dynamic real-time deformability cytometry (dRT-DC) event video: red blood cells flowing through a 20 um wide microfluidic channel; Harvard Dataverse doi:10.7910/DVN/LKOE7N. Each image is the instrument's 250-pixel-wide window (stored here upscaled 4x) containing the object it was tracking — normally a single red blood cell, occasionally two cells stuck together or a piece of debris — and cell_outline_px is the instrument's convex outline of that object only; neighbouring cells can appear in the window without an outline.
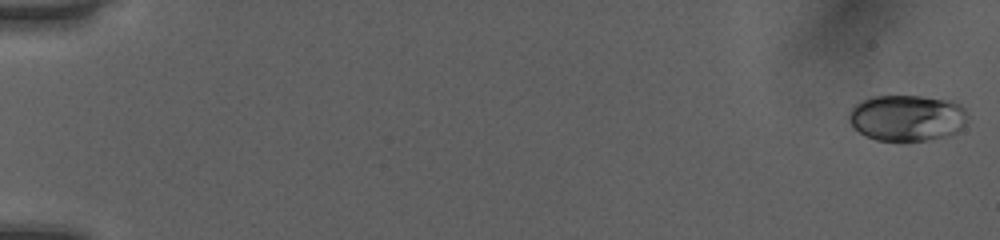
{"species": "human", "species_latin": "Homo sapiens", "temperature_condition": "room temperature", "stored_images_in_passage": 51, "camera_frame_rate_fps": 3000, "um_per_image_px": 0.085, "donor": {"sex": "female"}, "frame": {"image": 1, "passage_image": 1, "time_ms": 0.0, "image_size_px": [1000, 240], "cell_outline_px": [[968, 120], [956, 132], [944, 136], [928, 140], [908, 144], [900, 144], [876, 140], [864, 136], [848, 120], [848, 116], [852, 108], [856, 104], [872, 96], [924, 96], [952, 100], [960, 104], [964, 108], [968, 116]], "centroid_in_image_um": [77.11, 10.06], "position_along_channel_um": 7.9, "area_um2": 32.77}}
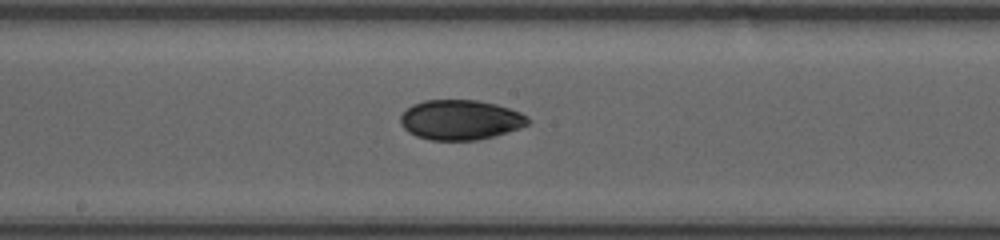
{"frame": {"image": 2, "passage_image": 29, "time_ms": 9.333, "image_size_px": [1000, 240], "cell_outline_px": [[528, 124], [520, 128], [496, 136], [476, 140], [432, 140], [416, 136], [408, 132], [400, 124], [400, 116], [412, 104], [424, 100], [476, 100], [496, 104], [520, 112], [528, 116]], "centroid_in_image_um": [39.13, 10.19], "position_along_channel_um": 209.1, "area_um2": 29.71}}
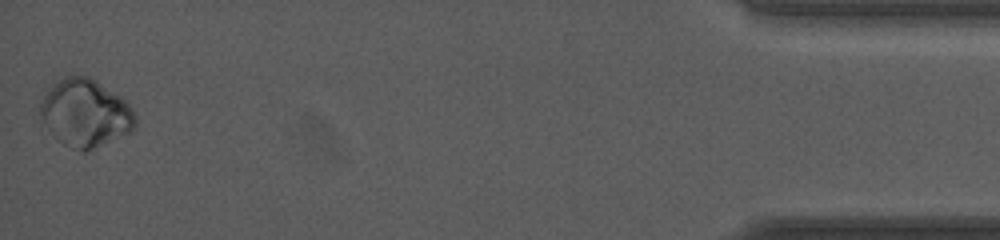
{"frame": {"image": 3, "passage_image": 51, "time_ms": 16.667, "image_size_px": [1000, 240], "cell_outline_px": [[136, 124], [128, 132], [84, 152], [80, 152], [56, 140], [52, 136], [40, 120], [40, 104], [44, 96], [52, 84], [56, 80], [64, 76], [88, 76], [96, 80], [120, 96], [128, 104], [136, 116]], "centroid_in_image_um": [7.19, 9.6], "position_along_channel_um": 428.0, "area_um2": 37.28}, "authors_computed_cell_mechanics": {"area_um2": 29.7092, "velocity_mm_per_s": 4.068, "shape_relaxation_time_tau1_ms": 5.2149, "shape_relaxation_time_tau2_ms": null, "deformation_change_tau1": 0.0558, "deformation_change_tau2": null}}